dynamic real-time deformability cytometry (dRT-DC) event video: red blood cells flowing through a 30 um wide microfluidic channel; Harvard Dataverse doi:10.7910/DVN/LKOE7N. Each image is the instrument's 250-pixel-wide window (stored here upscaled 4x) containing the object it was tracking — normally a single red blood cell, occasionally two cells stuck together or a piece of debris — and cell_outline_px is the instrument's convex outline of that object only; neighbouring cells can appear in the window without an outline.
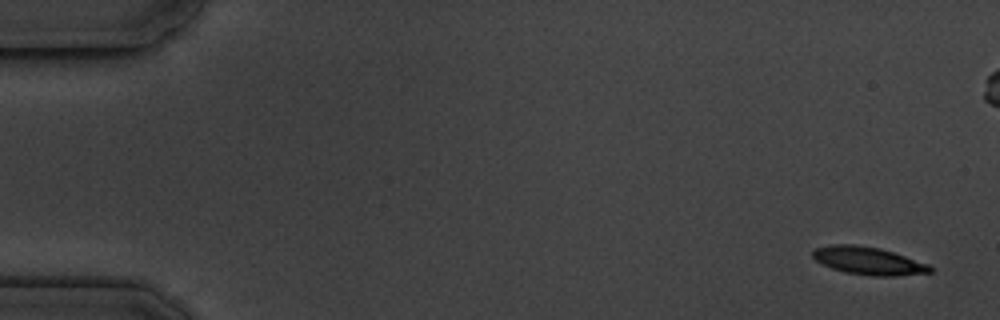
{"species": "common noctule bat (a hibernating species)", "species_latin": "Nyctalus noctula", "temperature_condition": "cold", "stored_images_in_passage": 8, "camera_frame_rate_fps": 3000, "um_per_image_px": 0.085, "animal": {"sex": "male", "body_mass_g": 19.5, "forearm_length_mm": 54.6}, "frame": {"image": 1, "passage_image": 1, "time_ms": 0.0, "image_size_px": [1000, 320], "cell_outline_px": [[932, 272], [896, 276], [872, 276], [844, 272], [832, 268], [816, 260], [812, 256], [812, 252], [816, 248], [832, 244], [856, 244], [880, 248], [928, 264], [932, 268]], "centroid_in_image_um": [73.8, 22.16], "position_along_channel_um": 11.2, "area_um2": 18.84}}
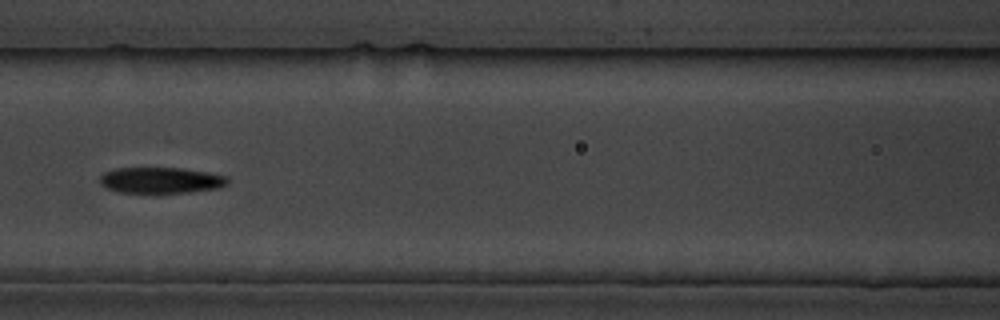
{"frame": {"image": 2, "passage_image": 7, "time_ms": 7.667, "image_size_px": [1000, 320], "cell_outline_px": [[228, 184], [220, 188], [188, 192], [116, 192], [104, 188], [100, 184], [100, 176], [104, 172], [116, 168], [180, 168], [228, 176]], "centroid_in_image_um": [13.64, 15.32], "position_along_channel_um": 153.0, "area_um2": 19.31}}